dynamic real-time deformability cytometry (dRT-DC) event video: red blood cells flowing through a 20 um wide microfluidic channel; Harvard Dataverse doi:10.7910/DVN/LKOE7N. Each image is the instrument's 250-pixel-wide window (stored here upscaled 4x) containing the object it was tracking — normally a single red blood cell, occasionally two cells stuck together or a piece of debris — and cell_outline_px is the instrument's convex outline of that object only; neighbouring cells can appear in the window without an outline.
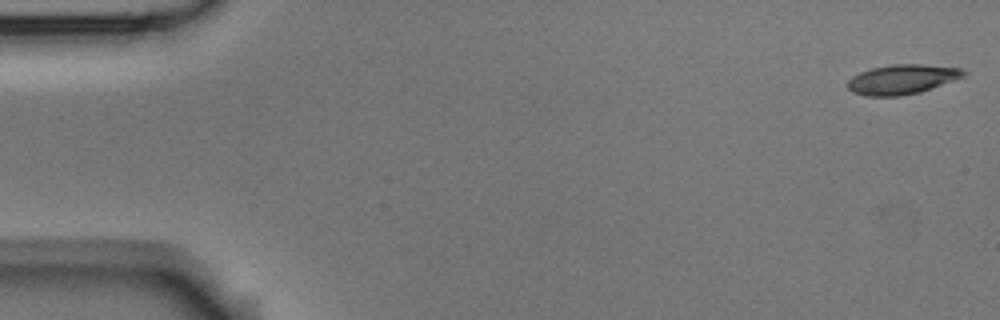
{"species": "Egyptian fruit bat (a non-hibernating species)", "species_latin": "Rousettus aegyptiacus", "temperature_condition": "room temperature", "stored_images_in_passage": 3, "camera_frame_rate_fps": 3000, "um_per_image_px": 0.085, "animal": {"sex": "male"}, "frame": {"image": 1, "passage_image": 1, "time_ms": 0.0, "image_size_px": [1000, 320], "cell_outline_px": [[968, 72], [964, 76], [932, 88], [920, 92], [900, 96], [868, 96], [852, 92], [848, 88], [848, 80], [852, 76], [860, 72], [872, 68], [892, 64], [924, 64], [960, 68]], "centroid_in_image_um": [76.67, 6.74], "position_along_channel_um": 8.3, "area_um2": 20.0}}
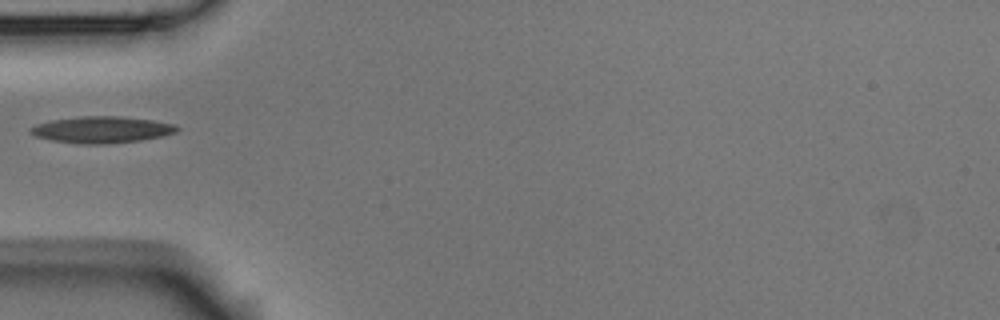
{"frame": {"image": 2, "passage_image": 3, "time_ms": 5.667, "image_size_px": [1000, 320], "cell_outline_px": [[180, 128], [176, 132], [160, 136], [140, 140], [104, 144], [76, 144], [52, 140], [36, 136], [28, 132], [28, 128], [36, 124], [52, 120], [80, 116], [120, 116], [152, 120], [176, 124]], "centroid_in_image_um": [8.62, 11.02], "position_along_channel_um": 76.4, "area_um2": 22.72}}